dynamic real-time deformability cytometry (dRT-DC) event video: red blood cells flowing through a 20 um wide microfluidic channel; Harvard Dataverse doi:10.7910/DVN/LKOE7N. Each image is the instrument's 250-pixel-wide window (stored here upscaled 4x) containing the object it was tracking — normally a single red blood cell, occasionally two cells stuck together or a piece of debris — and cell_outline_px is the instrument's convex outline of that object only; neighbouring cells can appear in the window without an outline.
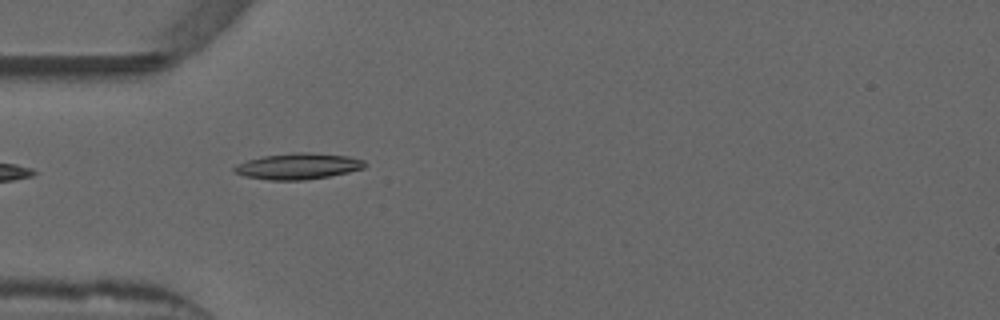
{"species": "common noctule bat (a hibernating species)", "species_latin": "Nyctalus noctula", "temperature_condition": "warm", "stored_images_in_passage": 4, "camera_frame_rate_fps": 3000, "um_per_image_px": 0.085, "animal": {"sex": "male", "forearm_length_mm": 52.5}, "frame": {"image": 1, "passage_image": 1, "time_ms": 0.0, "image_size_px": [1000, 320], "cell_outline_px": [[368, 164], [364, 168], [348, 172], [328, 176], [304, 180], [268, 180], [244, 176], [232, 172], [232, 168], [236, 164], [248, 160], [264, 156], [292, 152], [308, 152], [348, 156], [364, 160]], "centroid_in_image_um": [25.32, 14.13], "position_along_channel_um": 59.7, "area_um2": 19.94}}